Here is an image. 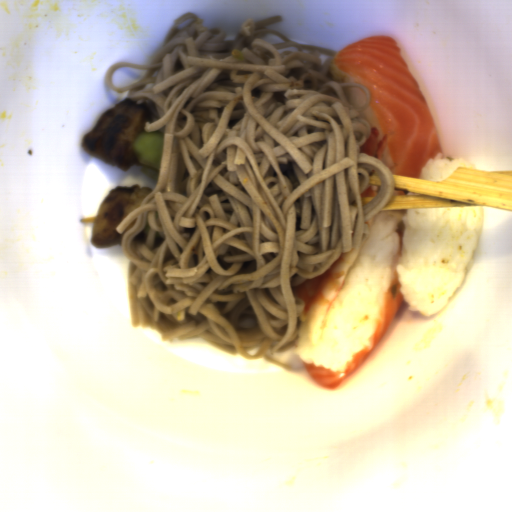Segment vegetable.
Instances as JSON below:
<instances>
[{
    "label": "vegetable",
    "instance_id": "obj_1",
    "mask_svg": "<svg viewBox=\"0 0 512 512\" xmlns=\"http://www.w3.org/2000/svg\"><path fill=\"white\" fill-rule=\"evenodd\" d=\"M164 132H141L133 149L139 171L151 178H158Z\"/></svg>",
    "mask_w": 512,
    "mask_h": 512
}]
</instances>
